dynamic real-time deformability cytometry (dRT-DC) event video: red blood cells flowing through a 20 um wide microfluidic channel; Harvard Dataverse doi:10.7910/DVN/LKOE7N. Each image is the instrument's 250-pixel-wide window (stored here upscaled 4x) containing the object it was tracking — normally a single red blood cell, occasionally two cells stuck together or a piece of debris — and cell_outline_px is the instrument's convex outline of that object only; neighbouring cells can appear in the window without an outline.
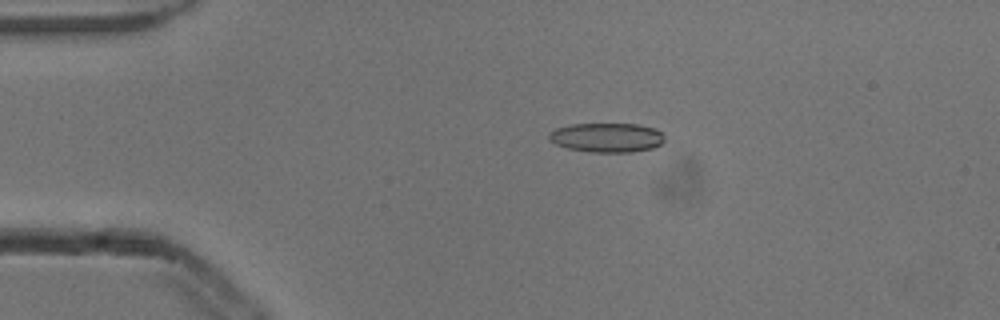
{"species": "common noctule bat (a hibernating species)", "species_latin": "Nyctalus noctula", "temperature_condition": "cold", "stored_images_in_passage": 3, "camera_frame_rate_fps": 3000, "um_per_image_px": 0.085, "animal": {"sex": "male", "body_mass_g": 13.3}, "frame": {"image": 1, "passage_image": 2, "time_ms": 0.333, "image_size_px": [1000, 320], "cell_outline_px": [[664, 140], [660, 144], [652, 148], [632, 152], [588, 152], [568, 148], [556, 144], [548, 136], [556, 128], [572, 124], [640, 124], [656, 128], [664, 136]], "centroid_in_image_um": [51.62, 11.69], "position_along_channel_um": 33.4, "area_um2": 19.65}}